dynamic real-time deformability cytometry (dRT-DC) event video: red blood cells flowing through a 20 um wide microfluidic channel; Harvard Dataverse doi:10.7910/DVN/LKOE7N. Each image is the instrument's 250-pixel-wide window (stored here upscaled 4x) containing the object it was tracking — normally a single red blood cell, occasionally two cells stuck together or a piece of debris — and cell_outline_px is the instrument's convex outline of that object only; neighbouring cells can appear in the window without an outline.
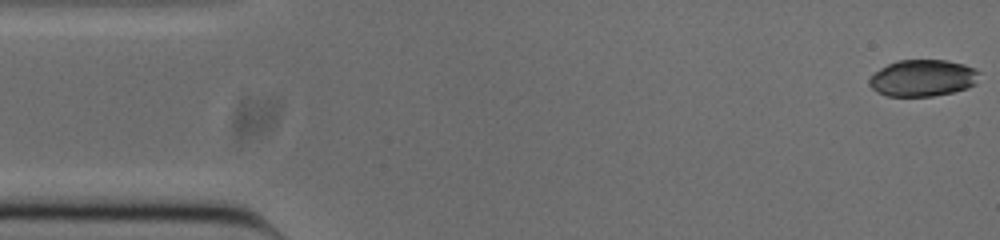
{"species": "common noctule bat (a hibernating species)", "species_latin": "Nyctalus noctula", "temperature_condition": "cold", "stored_images_in_passage": 52, "camera_frame_rate_fps": 3000, "um_per_image_px": 0.085, "animal": {"sex": "male", "body_mass_g": 20.0, "forearm_length_mm": 53.3}, "frame": {"image": 1, "passage_image": 1, "time_ms": 0.0, "image_size_px": [1000, 240], "cell_outline_px": [[980, 72], [976, 84], [968, 88], [952, 92], [932, 96], [888, 96], [876, 92], [868, 84], [868, 80], [880, 68], [896, 60], [948, 60], [964, 64]], "centroid_in_image_um": [78.43, 6.63], "position_along_channel_um": 6.6, "area_um2": 23.58}}